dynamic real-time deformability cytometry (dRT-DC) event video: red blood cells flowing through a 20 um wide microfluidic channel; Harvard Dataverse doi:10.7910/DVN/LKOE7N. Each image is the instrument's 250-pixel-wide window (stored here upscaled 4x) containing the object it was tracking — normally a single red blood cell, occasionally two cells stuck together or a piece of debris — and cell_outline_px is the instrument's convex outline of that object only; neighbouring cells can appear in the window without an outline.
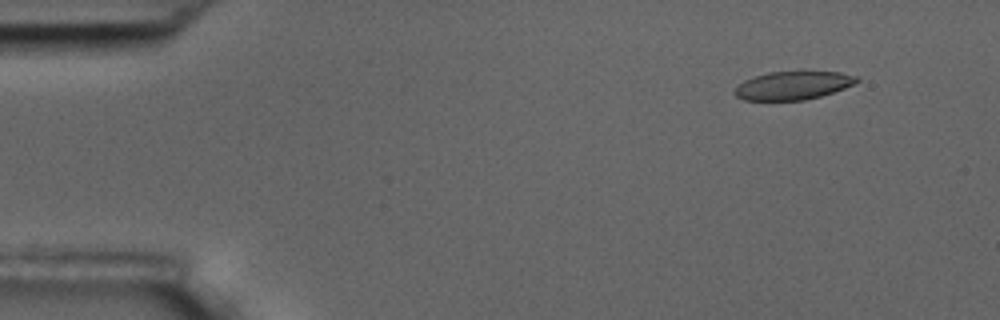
{"species": "common noctule bat (a hibernating species)", "species_latin": "Nyctalus noctula", "temperature_condition": "room temperature", "stored_images_in_passage": 5, "camera_frame_rate_fps": 3000, "um_per_image_px": 0.085, "animal": {"sex": "male", "body_mass_g": 17.5, "forearm_length_mm": 52.3}, "frame": {"image": 1, "passage_image": 2, "time_ms": 1.0, "image_size_px": [1000, 320], "cell_outline_px": [[860, 80], [856, 84], [820, 96], [804, 100], [744, 100], [736, 96], [732, 92], [744, 80], [752, 76], [768, 72], [840, 72], [856, 76]], "centroid_in_image_um": [67.39, 7.26], "position_along_channel_um": 17.6, "area_um2": 20.06}}
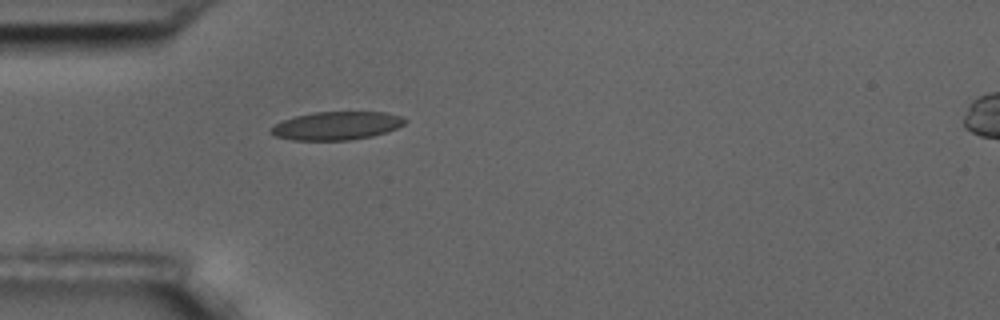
{"frame": {"image": 2, "passage_image": 5, "time_ms": 4.667, "image_size_px": [1000, 320], "cell_outline_px": [[408, 120], [404, 124], [396, 128], [372, 136], [352, 140], [292, 140], [276, 136], [268, 132], [268, 128], [284, 120], [296, 116], [312, 112], [384, 112], [400, 116]], "centroid_in_image_um": [28.58, 10.69], "position_along_channel_um": 56.4, "area_um2": 22.02}}